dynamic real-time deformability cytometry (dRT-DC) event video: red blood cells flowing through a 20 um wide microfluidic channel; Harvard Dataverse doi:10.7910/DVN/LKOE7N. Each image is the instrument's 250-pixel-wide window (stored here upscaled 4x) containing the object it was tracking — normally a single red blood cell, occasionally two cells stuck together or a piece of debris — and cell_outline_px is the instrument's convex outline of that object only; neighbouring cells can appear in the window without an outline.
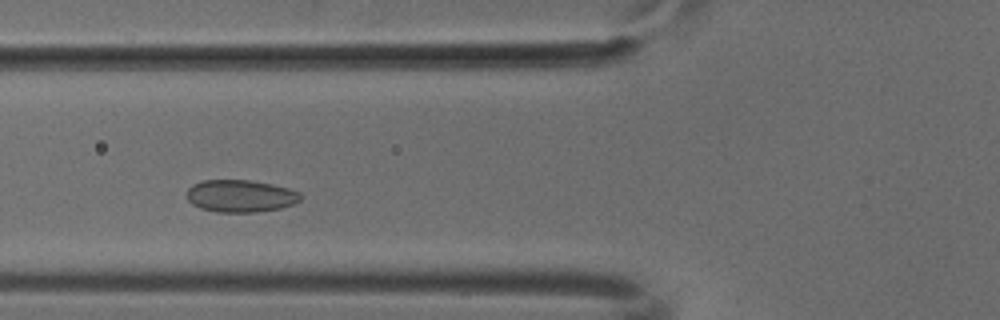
{"species": "common noctule bat (a hibernating species)", "species_latin": "Nyctalus noctula", "temperature_condition": "cold", "stored_images_in_passage": 43, "camera_frame_rate_fps": 3000, "um_per_image_px": 0.085, "animal": {"sex": "male", "body_mass_g": 18.8}, "frame": {"image": 1, "passage_image": 11, "time_ms": 3.333, "image_size_px": [1000, 320], "cell_outline_px": [[304, 196], [300, 200], [292, 204], [280, 208], [256, 212], [216, 212], [200, 208], [192, 204], [188, 200], [188, 188], [192, 184], [200, 180], [252, 180], [272, 184], [288, 188], [300, 192]], "centroid_in_image_um": [20.45, 16.65], "position_along_channel_um": 105.4, "area_um2": 21.56}}
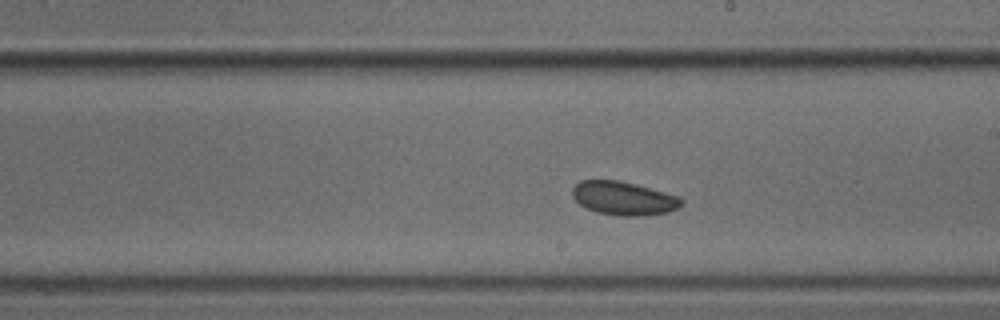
{"frame": {"image": 2, "passage_image": 21, "time_ms": 6.667, "image_size_px": [1000, 320], "cell_outline_px": [[684, 204], [668, 212], [644, 216], [620, 216], [596, 212], [580, 204], [572, 196], [572, 188], [580, 180], [620, 180], [680, 196], [684, 200]], "centroid_in_image_um": [53.03, 16.85], "position_along_channel_um": 236.0, "area_um2": 21.44}}
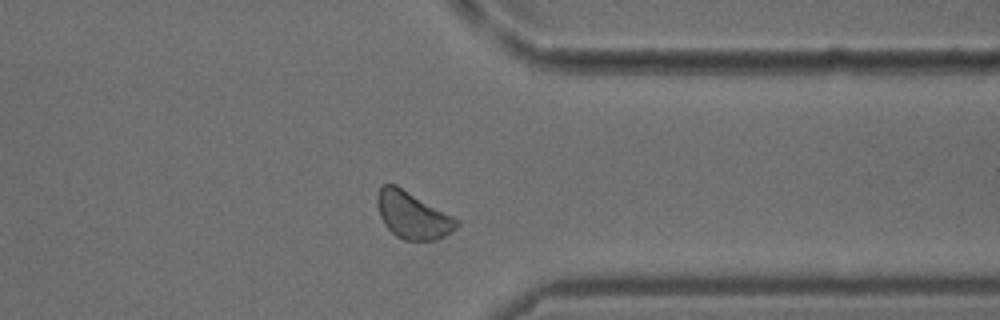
{"frame": {"image": 3, "passage_image": 32, "time_ms": 10.333, "image_size_px": [1000, 320], "cell_outline_px": [[460, 224], [452, 232], [436, 240], [404, 240], [396, 236], [384, 224], [380, 216], [376, 204], [376, 196], [380, 188], [384, 184], [396, 184], [460, 220]], "centroid_in_image_um": [35.07, 18.29], "position_along_channel_um": 376.3, "area_um2": 21.79}}